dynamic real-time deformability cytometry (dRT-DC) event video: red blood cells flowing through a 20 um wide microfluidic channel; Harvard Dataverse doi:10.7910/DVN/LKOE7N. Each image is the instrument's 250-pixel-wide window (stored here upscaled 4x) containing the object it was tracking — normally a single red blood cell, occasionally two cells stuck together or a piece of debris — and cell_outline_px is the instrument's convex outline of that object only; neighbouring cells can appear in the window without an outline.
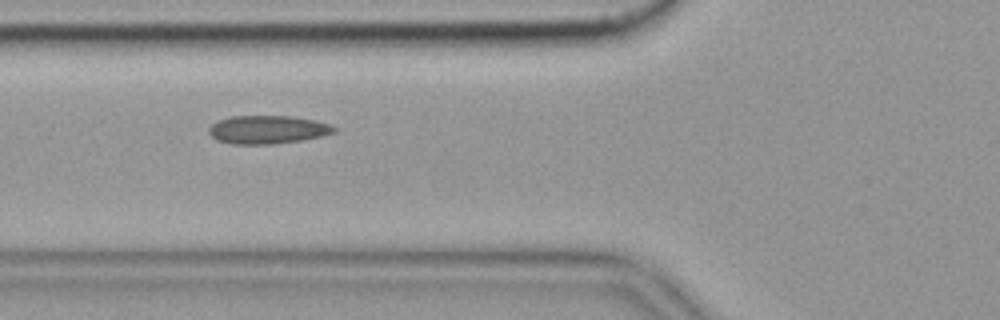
{"species": "common noctule bat (a hibernating species)", "species_latin": "Nyctalus noctula", "temperature_condition": "cold", "stored_images_in_passage": 51, "camera_frame_rate_fps": 3000, "um_per_image_px": 0.085, "animal": {"sex": "female", "body_mass_g": 19.9}, "frame": {"image": 1, "passage_image": 15, "time_ms": 4.667, "image_size_px": [1000, 320], "cell_outline_px": [[336, 132], [320, 136], [300, 140], [272, 144], [232, 144], [216, 140], [208, 132], [208, 128], [212, 124], [220, 120], [232, 116], [292, 116], [316, 120], [328, 124], [336, 128]], "centroid_in_image_um": [22.73, 11.01], "position_along_channel_um": 103.1, "area_um2": 20.52}, "authors_computed_cell_mechanics": {"area_um2": 20.3456, "velocity_mm_per_s": 3.5168, "shape_relaxation_time_tau1_ms": null, "shape_relaxation_time_tau2_ms": 3.2995, "deformation_change_tau1": null, "deformation_change_tau2": 0.0642}}